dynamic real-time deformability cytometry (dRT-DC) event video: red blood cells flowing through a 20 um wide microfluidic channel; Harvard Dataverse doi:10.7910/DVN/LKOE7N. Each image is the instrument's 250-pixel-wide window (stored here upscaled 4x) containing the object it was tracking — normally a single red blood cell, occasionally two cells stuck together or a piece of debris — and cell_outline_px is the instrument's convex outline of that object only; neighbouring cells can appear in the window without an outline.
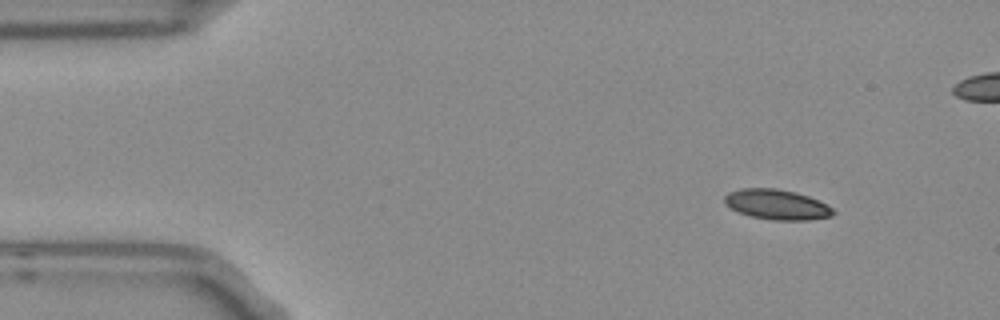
{"species": "Egyptian fruit bat (a non-hibernating species)", "species_latin": "Rousettus aegyptiacus", "temperature_condition": "room temperature", "stored_images_in_passage": 5, "camera_frame_rate_fps": 3000, "um_per_image_px": 0.085, "frame": {"image": 1, "passage_image": 2, "time_ms": 0.333, "image_size_px": [1000, 320], "cell_outline_px": [[836, 212], [832, 216], [808, 220], [772, 220], [752, 216], [740, 212], [724, 204], [724, 196], [728, 192], [740, 188], [776, 188], [796, 192], [808, 196], [832, 208]], "centroid_in_image_um": [66.01, 17.38], "position_along_channel_um": 19.0, "area_um2": 18.96}}